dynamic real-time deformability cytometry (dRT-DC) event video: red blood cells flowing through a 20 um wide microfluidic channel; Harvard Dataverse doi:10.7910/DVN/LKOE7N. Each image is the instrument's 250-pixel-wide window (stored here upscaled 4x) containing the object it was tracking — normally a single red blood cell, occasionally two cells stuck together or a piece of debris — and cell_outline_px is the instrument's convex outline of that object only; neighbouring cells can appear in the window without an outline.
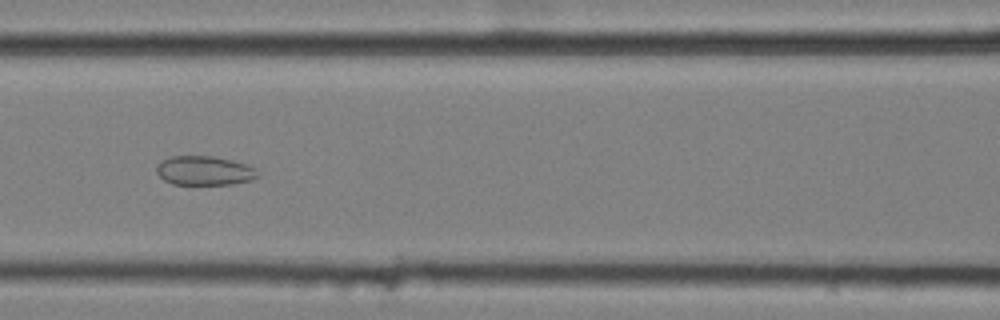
{"species": "common noctule bat (a hibernating species)", "species_latin": "Nyctalus noctula", "temperature_condition": "cold", "stored_images_in_passage": 9, "camera_frame_rate_fps": 3000, "um_per_image_px": 0.085, "animal": {"sex": "female", "body_mass_g": 25.1}, "frame": {"image": 1, "passage_image": 6, "time_ms": 1.667, "image_size_px": [1000, 320], "cell_outline_px": [[260, 176], [252, 180], [232, 184], [172, 184], [164, 180], [156, 172], [156, 168], [164, 160], [172, 156], [212, 156], [232, 160], [248, 164], [256, 168]], "centroid_in_image_um": [17.44, 14.51], "position_along_channel_um": 149.2, "area_um2": 17.22}}
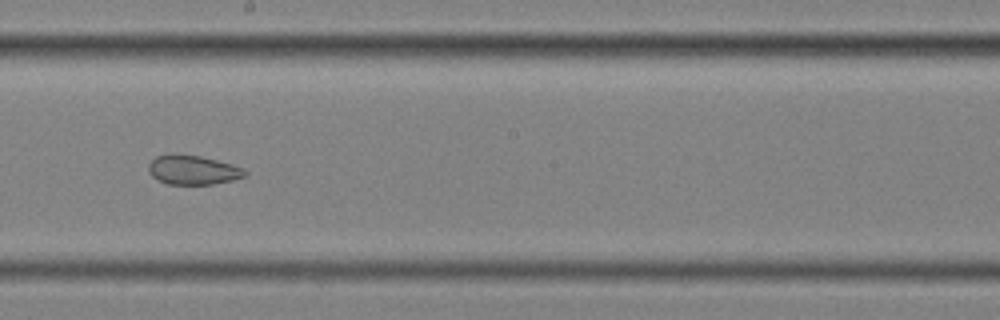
{"frame": {"image": 2, "passage_image": 8, "time_ms": 2.333, "image_size_px": [1000, 320], "cell_outline_px": [[248, 172], [244, 176], [232, 180], [212, 184], [168, 184], [156, 180], [148, 172], [148, 164], [156, 156], [200, 156], [232, 164], [244, 168]], "centroid_in_image_um": [16.41, 14.48], "position_along_channel_um": 231.8, "area_um2": 16.07}}
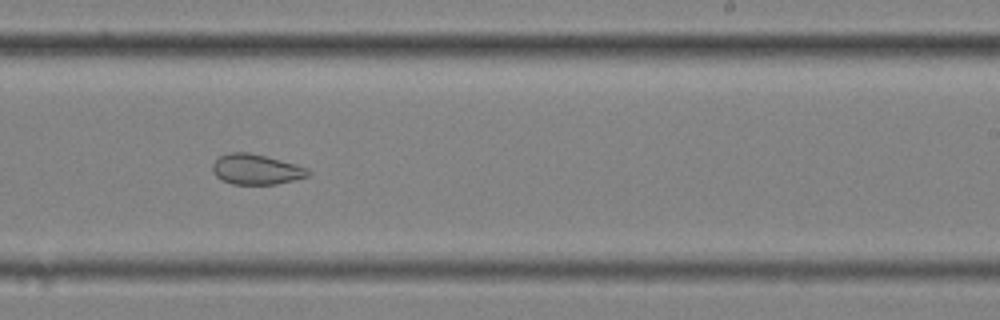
{"frame": {"image": 3, "passage_image": 9, "time_ms": 2.667, "image_size_px": [1000, 320], "cell_outline_px": [[312, 172], [308, 176], [276, 184], [232, 184], [216, 176], [212, 172], [212, 164], [220, 156], [228, 152], [248, 152], [296, 164], [308, 168]], "centroid_in_image_um": [21.77, 14.39], "position_along_channel_um": 267.2, "area_um2": 16.76}}